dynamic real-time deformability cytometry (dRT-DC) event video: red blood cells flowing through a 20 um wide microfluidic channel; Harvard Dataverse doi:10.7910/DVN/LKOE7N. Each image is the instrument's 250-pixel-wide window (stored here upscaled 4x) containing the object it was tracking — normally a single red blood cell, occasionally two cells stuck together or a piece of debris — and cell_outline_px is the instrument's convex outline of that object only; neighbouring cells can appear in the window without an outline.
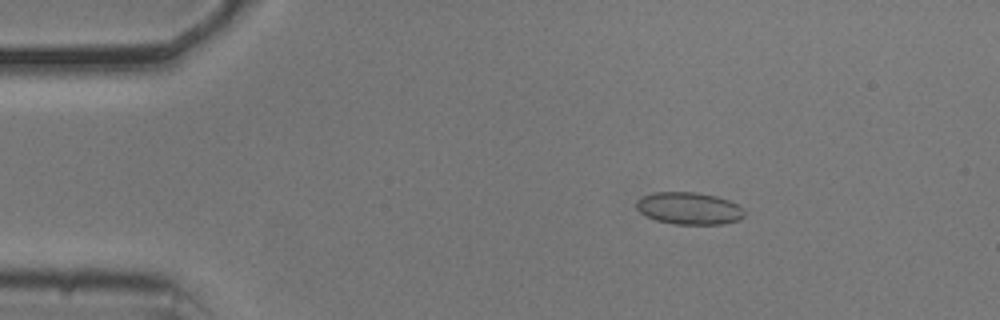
{"species": "common noctule bat (a hibernating species)", "species_latin": "Nyctalus noctula", "temperature_condition": "cold", "stored_images_in_passage": 49, "camera_frame_rate_fps": 3000, "um_per_image_px": 0.085, "animal": {"sex": "male", "body_mass_g": 20.5, "forearm_length_mm": 52.5}, "frame": {"image": 1, "passage_image": 4, "time_ms": 1.0, "image_size_px": [1000, 320], "cell_outline_px": [[744, 216], [740, 220], [720, 224], [676, 224], [656, 220], [640, 212], [636, 208], [636, 200], [644, 196], [656, 192], [696, 192], [716, 196], [728, 200], [744, 208]], "centroid_in_image_um": [58.59, 17.71], "position_along_channel_um": 26.4, "area_um2": 20.17}}
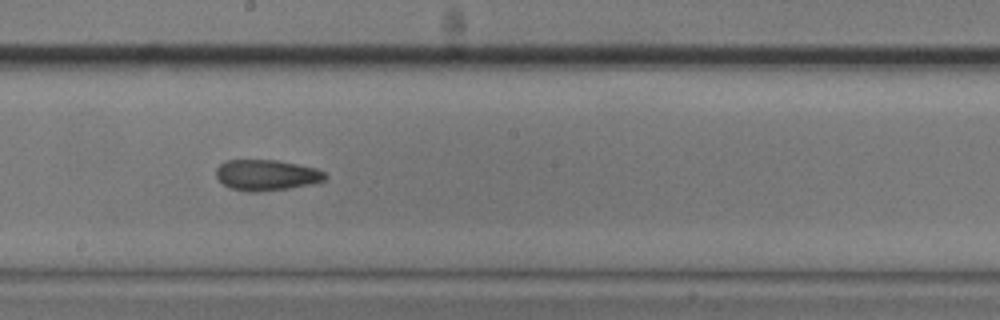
{"frame": {"image": 2, "passage_image": 25, "time_ms": 8.0, "image_size_px": [1000, 320], "cell_outline_px": [[328, 176], [324, 180], [312, 184], [288, 188], [256, 192], [248, 192], [232, 188], [224, 184], [216, 176], [216, 168], [224, 160], [276, 160], [316, 168], [324, 172]], "centroid_in_image_um": [22.65, 14.87], "position_along_channel_um": 225.6, "area_um2": 19.48}}
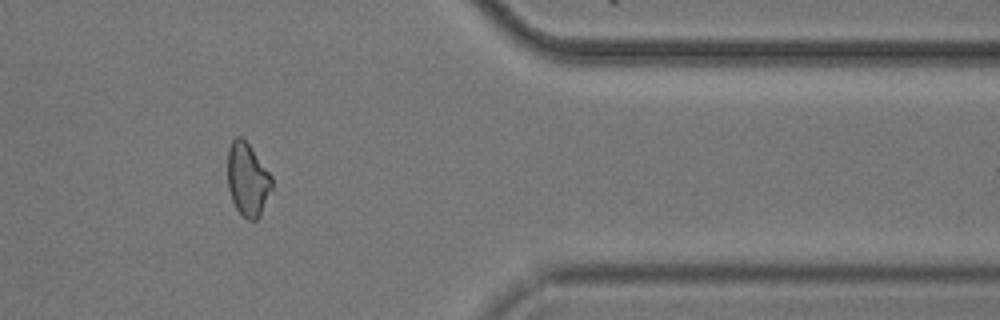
{"frame": {"image": 3, "passage_image": 40, "time_ms": 13.0, "image_size_px": [1000, 320], "cell_outline_px": [[272, 188], [260, 216], [256, 220], [248, 220], [236, 208], [232, 200], [228, 188], [228, 148], [232, 140], [236, 136], [240, 136], [248, 144], [272, 176]], "centroid_in_image_um": [21.04, 15.26], "position_along_channel_um": 390.4, "area_um2": 18.67}, "authors_computed_cell_mechanics": {"area_um2": 19.8832, "velocity_mm_per_s": 3.7125, "shape_relaxation_time_tau1_ms": null, "shape_relaxation_time_tau2_ms": 5.9609, "deformation_change_tau1": null, "deformation_change_tau2": 0.1465}}